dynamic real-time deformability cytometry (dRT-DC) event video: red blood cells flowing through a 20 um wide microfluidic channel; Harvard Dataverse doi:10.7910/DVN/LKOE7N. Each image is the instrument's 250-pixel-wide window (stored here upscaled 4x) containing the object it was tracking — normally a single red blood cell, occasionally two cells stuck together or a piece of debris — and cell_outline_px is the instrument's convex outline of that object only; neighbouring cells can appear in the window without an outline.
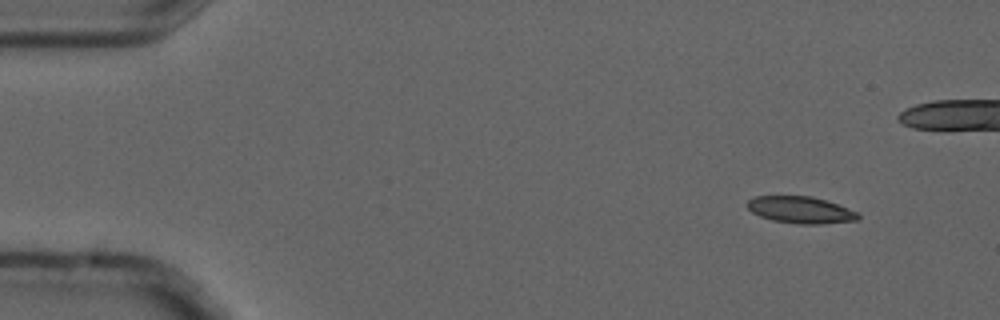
{"species": "common noctule bat (a hibernating species)", "species_latin": "Nyctalus noctula", "temperature_condition": "cold", "stored_images_in_passage": 8, "camera_frame_rate_fps": 3000, "um_per_image_px": 0.085, "animal": {"sex": "male", "forearm_length_mm": 52.5}, "frame": {"image": 1, "passage_image": 2, "time_ms": 0.333, "image_size_px": [1000, 320], "cell_outline_px": [[860, 220], [820, 224], [800, 224], [772, 220], [760, 216], [752, 212], [748, 208], [748, 200], [756, 196], [812, 196], [836, 204], [856, 212], [860, 216]], "centroid_in_image_um": [68.05, 17.85], "position_along_channel_um": 17.0, "area_um2": 17.11}}